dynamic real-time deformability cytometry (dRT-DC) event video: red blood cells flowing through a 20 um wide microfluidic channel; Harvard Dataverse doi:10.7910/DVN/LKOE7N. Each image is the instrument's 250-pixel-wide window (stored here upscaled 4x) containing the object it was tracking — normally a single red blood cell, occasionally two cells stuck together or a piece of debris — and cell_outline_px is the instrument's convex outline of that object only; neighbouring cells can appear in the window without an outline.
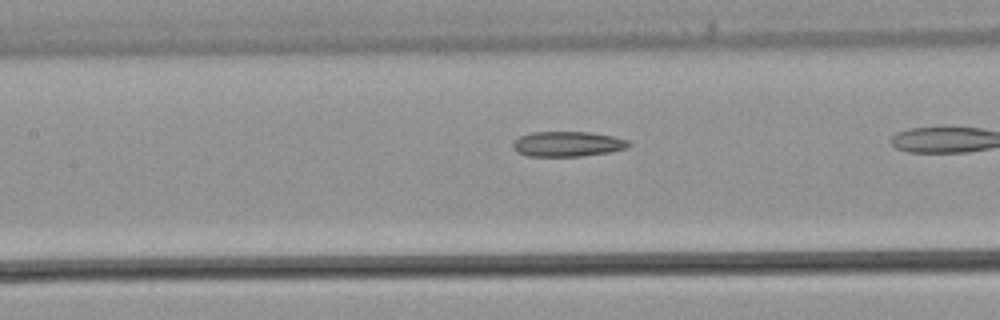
{"species": "common noctule bat (a hibernating species)", "species_latin": "Nyctalus noctula", "temperature_condition": "warm", "stored_images_in_passage": 17, "camera_frame_rate_fps": 3000, "um_per_image_px": 0.085, "animal": {"sex": "male", "body_mass_g": 21.5, "forearm_length_mm": 52.0}, "frame": {"image": 1, "passage_image": 8, "time_ms": 2.333, "image_size_px": [1000, 320], "cell_outline_px": [[632, 144], [628, 148], [612, 152], [580, 156], [528, 156], [516, 152], [512, 148], [512, 144], [520, 136], [532, 132], [592, 132], [612, 136], [628, 140]], "centroid_in_image_um": [48.27, 12.24], "position_along_channel_um": 159.1, "area_um2": 17.11}}